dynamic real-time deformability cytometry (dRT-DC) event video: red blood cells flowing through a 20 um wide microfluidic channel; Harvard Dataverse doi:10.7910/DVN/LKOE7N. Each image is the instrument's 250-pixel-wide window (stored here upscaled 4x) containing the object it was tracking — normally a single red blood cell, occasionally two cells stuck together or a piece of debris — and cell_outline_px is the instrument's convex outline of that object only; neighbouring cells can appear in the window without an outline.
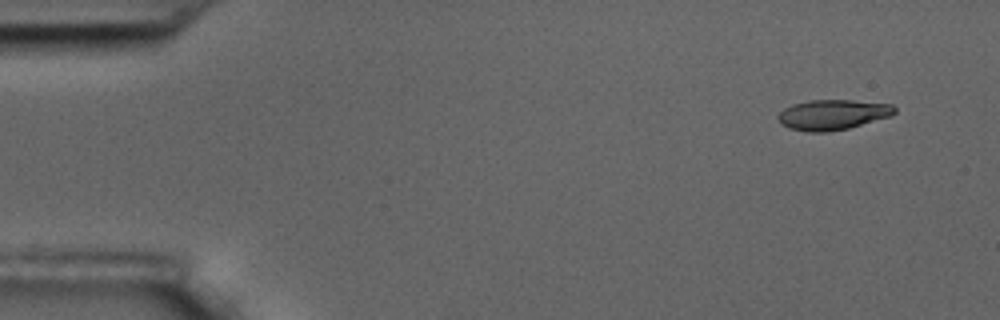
{"species": "common noctule bat (a hibernating species)", "species_latin": "Nyctalus noctula", "temperature_condition": "room temperature", "stored_images_in_passage": 4, "camera_frame_rate_fps": 3000, "um_per_image_px": 0.085, "animal": {"sex": "male", "body_mass_g": 17.5, "forearm_length_mm": 52.3}, "frame": {"image": 1, "passage_image": 1, "time_ms": 0.0, "image_size_px": [1000, 320], "cell_outline_px": [[896, 112], [892, 116], [848, 128], [828, 132], [808, 132], [788, 128], [780, 124], [776, 116], [784, 108], [792, 104], [808, 100], [852, 100], [892, 104], [896, 108]], "centroid_in_image_um": [70.76, 9.75], "position_along_channel_um": 14.2, "area_um2": 20.75}}
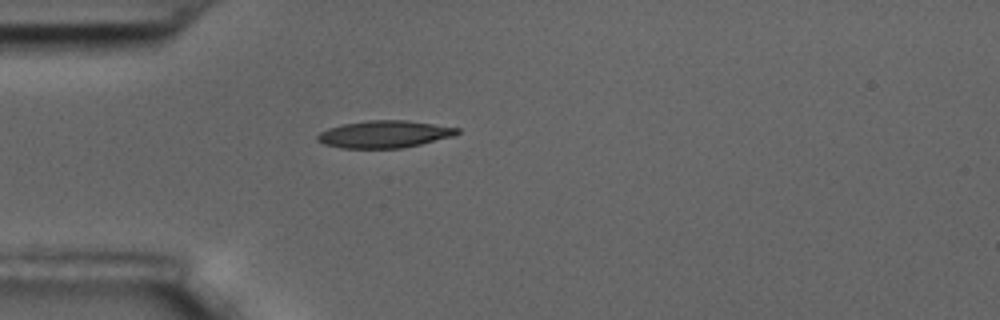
{"frame": {"image": 2, "passage_image": 4, "time_ms": 1.0, "image_size_px": [1000, 320], "cell_outline_px": [[460, 132], [452, 136], [404, 148], [340, 148], [324, 144], [316, 140], [316, 136], [320, 132], [328, 128], [344, 124], [368, 120], [408, 120], [460, 128]], "centroid_in_image_um": [32.65, 11.4], "position_along_channel_um": 52.3, "area_um2": 22.14}}